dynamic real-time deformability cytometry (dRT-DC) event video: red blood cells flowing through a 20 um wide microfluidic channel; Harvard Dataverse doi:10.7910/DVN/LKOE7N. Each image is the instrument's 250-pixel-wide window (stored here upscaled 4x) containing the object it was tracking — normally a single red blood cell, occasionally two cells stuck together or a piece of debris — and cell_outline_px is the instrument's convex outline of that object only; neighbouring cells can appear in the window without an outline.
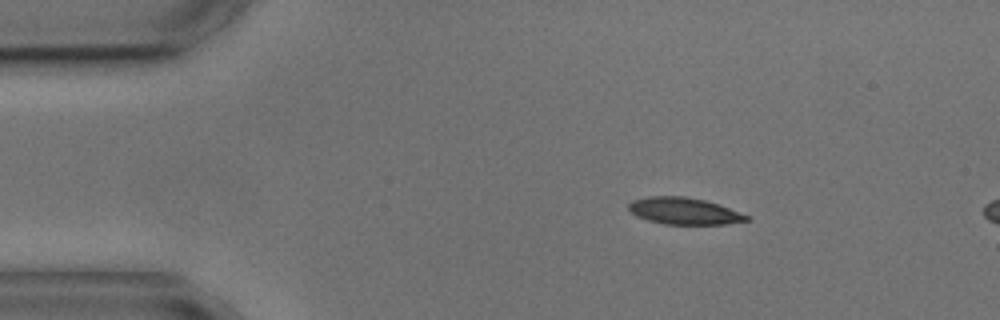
{"species": "common noctule bat (a hibernating species)", "species_latin": "Nyctalus noctula", "temperature_condition": "cold", "stored_images_in_passage": 3, "camera_frame_rate_fps": 3000, "um_per_image_px": 0.085, "animal": {"sex": "male", "body_mass_g": 17.9, "forearm_length_mm": 54.2}, "frame": {"image": 1, "passage_image": 1, "time_ms": 0.0, "image_size_px": [1000, 320], "cell_outline_px": [[752, 220], [724, 224], [664, 224], [648, 220], [636, 216], [628, 208], [628, 204], [632, 200], [648, 196], [684, 196], [704, 200], [728, 208], [748, 216]], "centroid_in_image_um": [58.11, 17.93], "position_along_channel_um": 26.9, "area_um2": 18.21}}